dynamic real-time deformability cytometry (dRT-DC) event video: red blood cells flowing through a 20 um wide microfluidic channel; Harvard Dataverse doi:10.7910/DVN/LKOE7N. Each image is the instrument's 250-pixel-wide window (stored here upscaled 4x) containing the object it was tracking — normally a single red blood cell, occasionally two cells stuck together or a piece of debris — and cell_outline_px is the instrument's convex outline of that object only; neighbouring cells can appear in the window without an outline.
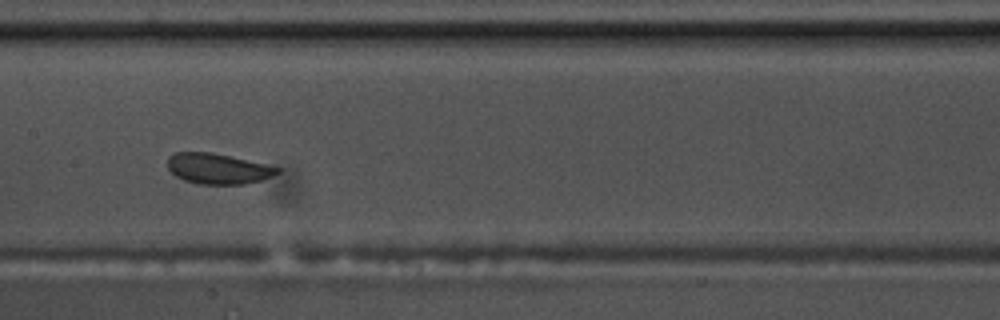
{"species": "common noctule bat (a hibernating species)", "species_latin": "Nyctalus noctula", "temperature_condition": "warm", "stored_images_in_passage": 8, "camera_frame_rate_fps": 3000, "um_per_image_px": 0.085, "animal": {"sex": "male", "body_mass_g": 17.5, "forearm_length_mm": 52.3}, "frame": {"image": 1, "passage_image": 7, "time_ms": 2.0, "image_size_px": [1000, 320], "cell_outline_px": [[280, 172], [272, 176], [260, 180], [244, 184], [200, 184], [184, 180], [176, 176], [168, 168], [168, 156], [176, 152], [212, 152], [280, 168]], "centroid_in_image_um": [18.49, 14.34], "position_along_channel_um": 188.9, "area_um2": 19.25}}
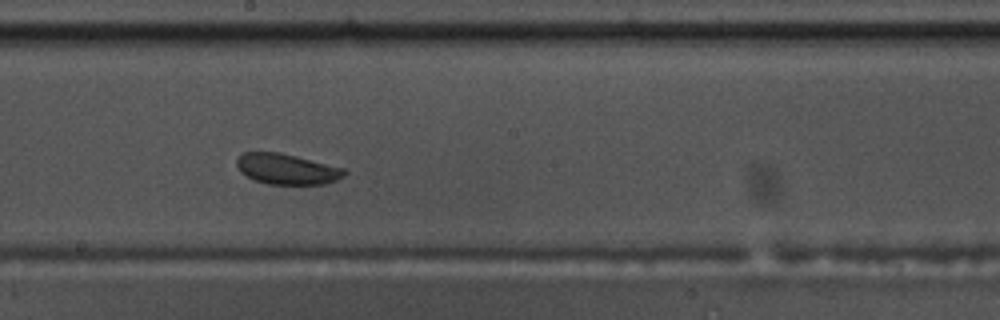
{"frame": {"image": 2, "passage_image": 8, "time_ms": 2.333, "image_size_px": [1000, 320], "cell_outline_px": [[348, 172], [344, 176], [336, 180], [324, 184], [268, 184], [256, 180], [240, 172], [236, 164], [236, 160], [244, 152], [280, 152], [344, 168]], "centroid_in_image_um": [24.39, 14.36], "position_along_channel_um": 223.8, "area_um2": 19.07}}